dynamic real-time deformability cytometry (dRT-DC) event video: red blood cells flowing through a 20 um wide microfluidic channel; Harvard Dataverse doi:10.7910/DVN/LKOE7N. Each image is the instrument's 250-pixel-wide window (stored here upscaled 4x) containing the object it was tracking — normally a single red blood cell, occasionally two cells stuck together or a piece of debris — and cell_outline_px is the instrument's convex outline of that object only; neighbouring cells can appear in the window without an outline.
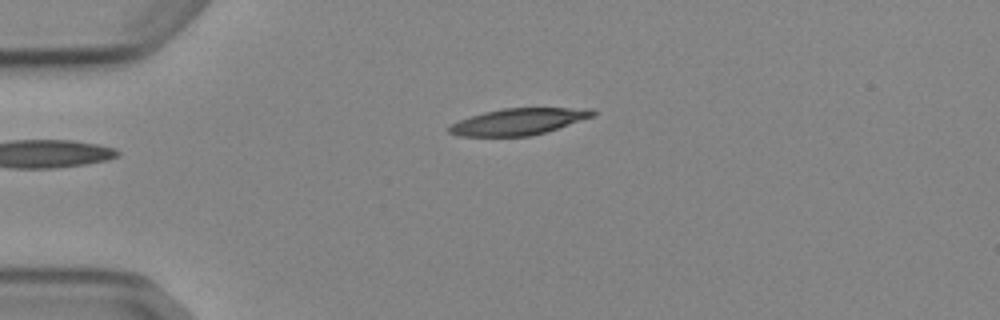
{"species": "Egyptian fruit bat (a non-hibernating species)", "species_latin": "Rousettus aegyptiacus", "temperature_condition": "cold", "stored_images_in_passage": 4, "camera_frame_rate_fps": 3000, "um_per_image_px": 0.085, "animal": {"sex": "female"}, "frame": {"image": 1, "passage_image": 1, "time_ms": 0.0, "image_size_px": [1000, 320], "cell_outline_px": [[596, 112], [592, 116], [544, 132], [528, 136], [460, 136], [448, 132], [448, 124], [484, 112], [504, 108], [592, 108]], "centroid_in_image_um": [44.01, 10.33], "position_along_channel_um": 41.0, "area_um2": 21.79}}
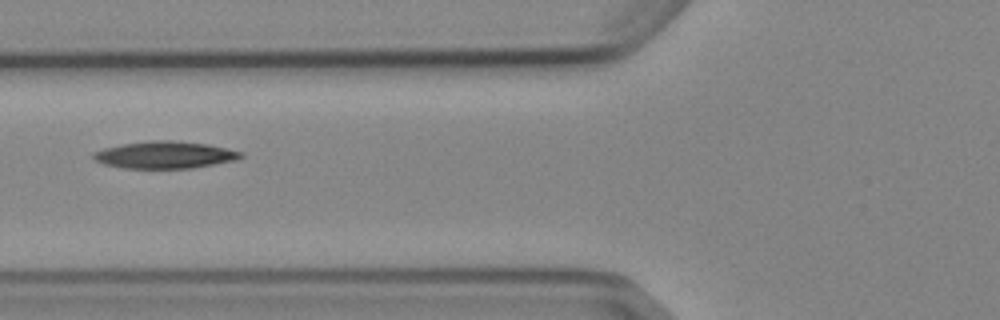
{"frame": {"image": 2, "passage_image": 3, "time_ms": 2.667, "image_size_px": [1000, 320], "cell_outline_px": [[244, 156], [236, 160], [192, 168], [124, 168], [104, 164], [96, 160], [92, 156], [92, 152], [104, 148], [124, 144], [152, 140], [172, 140], [208, 144], [244, 152]], "centroid_in_image_um": [14.04, 13.16], "position_along_channel_um": 111.8, "area_um2": 23.24}}